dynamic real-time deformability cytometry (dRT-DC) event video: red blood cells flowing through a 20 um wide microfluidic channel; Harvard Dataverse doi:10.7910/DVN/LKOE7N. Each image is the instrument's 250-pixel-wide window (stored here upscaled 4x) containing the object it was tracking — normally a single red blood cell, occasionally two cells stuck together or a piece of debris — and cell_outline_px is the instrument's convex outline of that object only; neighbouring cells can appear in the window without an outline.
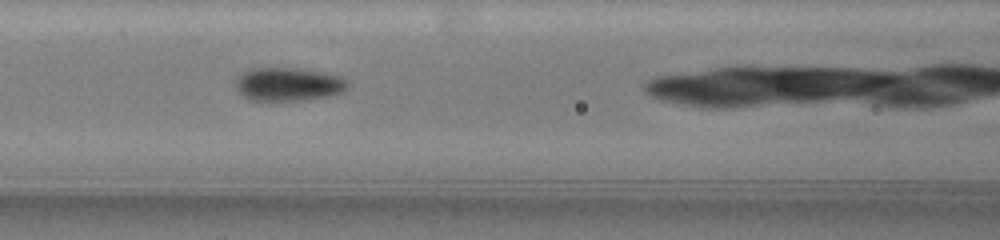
{"species": "common noctule bat (a hibernating species)", "species_latin": "Nyctalus noctula", "temperature_condition": "warm", "stored_images_in_passage": 35, "camera_frame_rate_fps": 3000, "um_per_image_px": 0.085, "animal": {"sex": "female", "body_mass_g": 19.5, "forearm_length_mm": 54.1}, "frame": {"image": 1, "passage_image": 14, "time_ms": 6.667, "image_size_px": [1000, 240], "cell_outline_px": [[348, 88], [344, 92], [328, 96], [308, 100], [248, 100], [240, 96], [236, 92], [236, 80], [240, 72], [248, 68], [296, 68], [324, 72], [340, 76], [348, 80]], "centroid_in_image_um": [24.48, 7.16], "position_along_channel_um": 142.1, "area_um2": 22.31}}
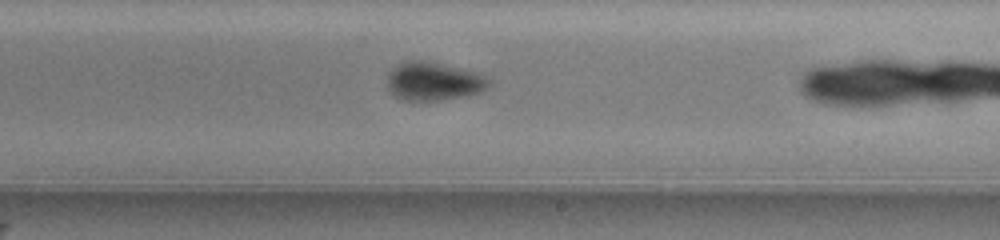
{"frame": {"image": 2, "passage_image": 21, "time_ms": 9.667, "image_size_px": [1000, 240], "cell_outline_px": [[492, 84], [488, 88], [480, 92], [468, 96], [440, 100], [404, 100], [396, 96], [388, 88], [388, 72], [392, 68], [408, 60], [420, 60], [440, 64], [476, 72], [492, 80]], "centroid_in_image_um": [36.89, 6.92], "position_along_channel_um": 252.1, "area_um2": 22.6}}
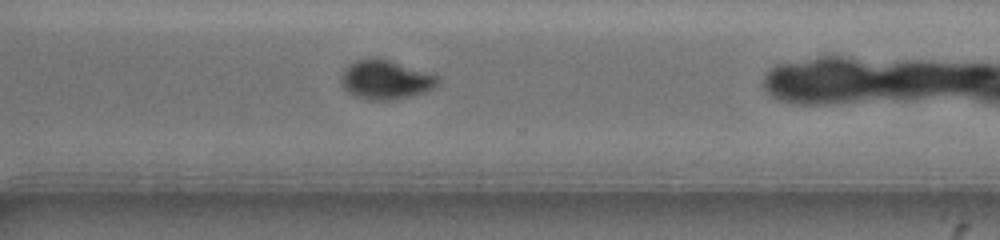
{"frame": {"image": 3, "passage_image": 24, "time_ms": 12.0, "image_size_px": [1000, 240], "cell_outline_px": [[440, 80], [436, 88], [424, 92], [392, 100], [368, 100], [356, 96], [348, 92], [340, 84], [340, 76], [344, 68], [348, 64], [356, 60], [376, 56], [380, 56], [440, 76]], "centroid_in_image_um": [32.77, 6.74], "position_along_channel_um": 337.8, "area_um2": 22.6}, "authors_computed_cell_mechanics": {"area_um2": 22.4264, "velocity_mm_per_s": 3.6819, "shape_relaxation_time_tau1_ms": 3.0678, "shape_relaxation_time_tau2_ms": null, "deformation_change_tau1": 0.1504, "deformation_change_tau2": null}}